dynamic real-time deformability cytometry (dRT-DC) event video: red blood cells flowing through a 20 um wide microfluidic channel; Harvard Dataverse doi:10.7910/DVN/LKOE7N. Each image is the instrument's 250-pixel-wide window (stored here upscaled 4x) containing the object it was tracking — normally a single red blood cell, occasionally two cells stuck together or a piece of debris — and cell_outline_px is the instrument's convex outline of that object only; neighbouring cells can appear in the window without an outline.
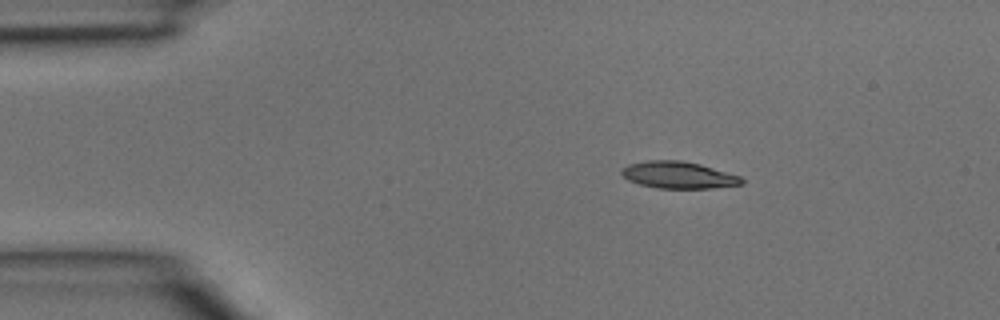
{"species": "common noctule bat (a hibernating species)", "species_latin": "Nyctalus noctula", "temperature_condition": "room temperature", "stored_images_in_passage": 2, "camera_frame_rate_fps": 3000, "um_per_image_px": 0.085, "animal": {"sex": "male", "body_mass_g": 15.6}, "frame": {"image": 1, "passage_image": 1, "time_ms": 0.0, "image_size_px": [1000, 320], "cell_outline_px": [[744, 184], [712, 188], [656, 188], [640, 184], [628, 180], [620, 172], [628, 164], [648, 160], [680, 160], [700, 164], [740, 176], [744, 180]], "centroid_in_image_um": [57.68, 14.88], "position_along_channel_um": 27.3, "area_um2": 18.73}}